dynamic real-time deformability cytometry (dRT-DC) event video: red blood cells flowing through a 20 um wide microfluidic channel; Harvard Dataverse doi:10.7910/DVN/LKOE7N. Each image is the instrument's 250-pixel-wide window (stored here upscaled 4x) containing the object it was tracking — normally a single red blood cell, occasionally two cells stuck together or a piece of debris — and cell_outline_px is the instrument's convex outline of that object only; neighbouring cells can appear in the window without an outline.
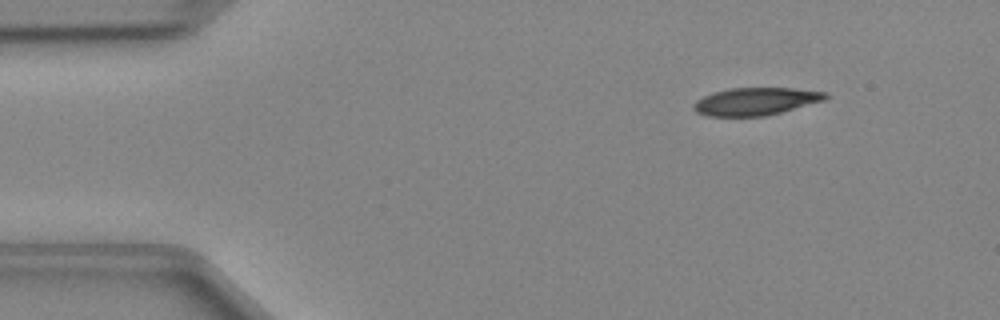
{"species": "Egyptian fruit bat (a non-hibernating species)", "species_latin": "Rousettus aegyptiacus", "temperature_condition": "cold", "stored_images_in_passage": 47, "camera_frame_rate_fps": 3000, "um_per_image_px": 0.085, "animal": {"sex": "female"}, "frame": {"image": 1, "passage_image": 6, "time_ms": 1.667, "image_size_px": [1000, 320], "cell_outline_px": [[832, 96], [824, 100], [780, 112], [764, 116], [708, 116], [696, 112], [692, 108], [692, 104], [696, 100], [712, 92], [728, 88], [792, 88], [828, 92]], "centroid_in_image_um": [64.22, 8.61], "position_along_channel_um": 20.8, "area_um2": 21.27}}
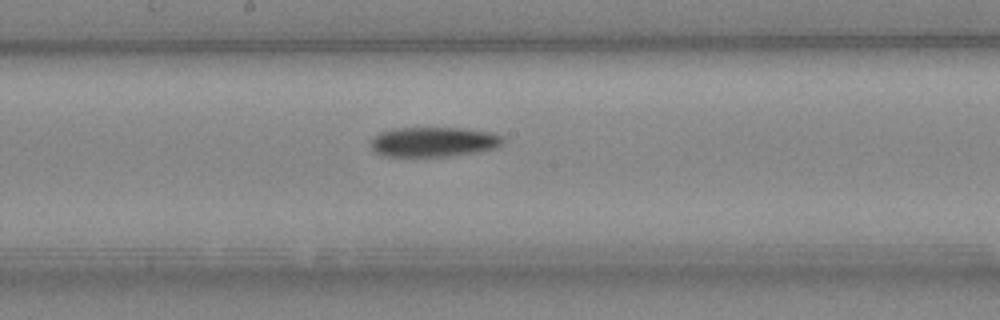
{"frame": {"image": 2, "passage_image": 25, "time_ms": 8.0, "image_size_px": [1000, 320], "cell_outline_px": [[504, 140], [496, 148], [480, 152], [452, 156], [384, 156], [372, 152], [368, 144], [372, 136], [380, 132], [396, 128], [468, 128], [492, 132], [504, 136]], "centroid_in_image_um": [36.83, 12.06], "position_along_channel_um": 211.4, "area_um2": 23.52}}
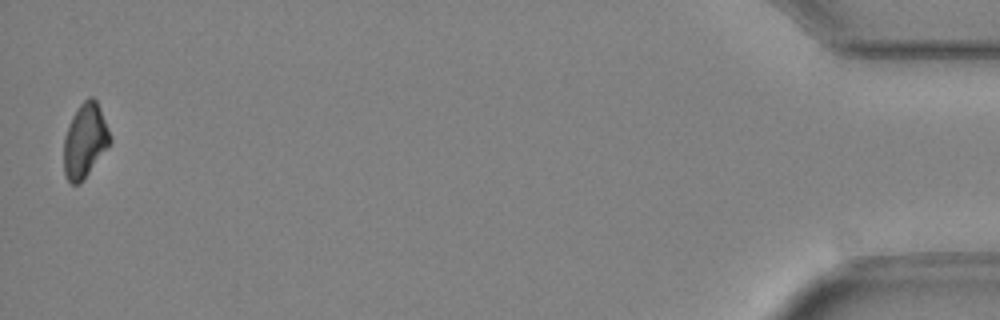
{"frame": {"image": 3, "passage_image": 47, "time_ms": 15.333, "image_size_px": [1000, 320], "cell_outline_px": [[112, 140], [108, 148], [80, 184], [72, 184], [64, 176], [64, 136], [68, 124], [72, 116], [80, 104], [88, 96], [92, 96], [96, 100], [100, 108], [112, 136]], "centroid_in_image_um": [7.23, 11.95], "position_along_channel_um": 428.0, "area_um2": 20.23}}